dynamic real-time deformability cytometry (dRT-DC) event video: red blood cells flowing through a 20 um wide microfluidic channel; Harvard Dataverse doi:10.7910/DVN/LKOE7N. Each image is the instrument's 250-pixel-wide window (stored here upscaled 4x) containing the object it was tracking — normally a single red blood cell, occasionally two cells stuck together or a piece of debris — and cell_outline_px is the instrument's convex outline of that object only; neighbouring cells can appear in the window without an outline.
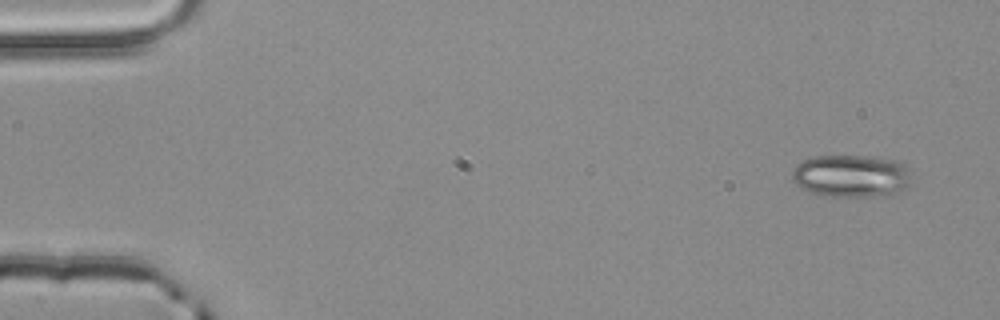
{"species": "common noctule bat (a hibernating species)", "species_latin": "Nyctalus noctula", "temperature_condition": "room temperature", "stored_images_in_passage": 4, "camera_frame_rate_fps": 3000, "um_per_image_px": 0.085, "animal": {"sex": "male", "body_mass_g": 20.4}, "frame": {"image": 1, "passage_image": 1, "time_ms": 0.0, "image_size_px": [1000, 320], "cell_outline_px": [[908, 184], [904, 188], [892, 196], [824, 196], [808, 192], [800, 188], [792, 180], [792, 172], [796, 164], [812, 156], [864, 156], [896, 160], [904, 164], [908, 172]], "centroid_in_image_um": [72.3, 14.97], "position_along_channel_um": 12.7, "area_um2": 29.65}}